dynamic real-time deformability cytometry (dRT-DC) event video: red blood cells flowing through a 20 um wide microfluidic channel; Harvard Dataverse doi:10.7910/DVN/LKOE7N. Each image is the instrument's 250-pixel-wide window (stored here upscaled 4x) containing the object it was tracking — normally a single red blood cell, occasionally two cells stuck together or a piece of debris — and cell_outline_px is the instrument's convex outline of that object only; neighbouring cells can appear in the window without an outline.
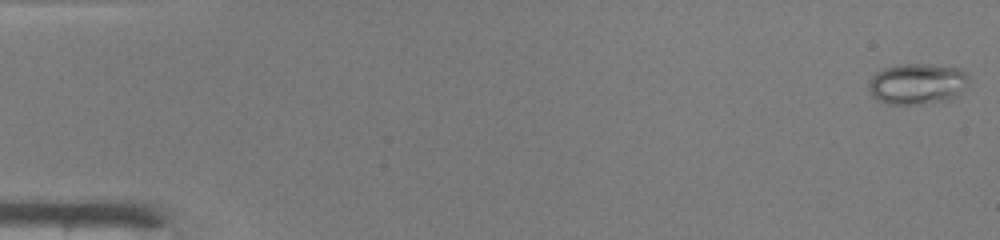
{"species": "common noctule bat (a hibernating species)", "species_latin": "Nyctalus noctula", "temperature_condition": "warm", "stored_images_in_passage": 48, "camera_frame_rate_fps": 3000, "um_per_image_px": 0.085, "animal": {"sex": "male", "body_mass_g": 19.0, "forearm_length_mm": 50.8}, "frame": {"image": 1, "passage_image": 1, "time_ms": 0.0, "image_size_px": [1000, 240], "cell_outline_px": [[972, 80], [960, 96], [952, 100], [920, 104], [888, 104], [876, 100], [872, 96], [868, 84], [872, 76], [876, 72], [884, 68], [900, 64], [928, 64], [960, 68], [968, 72]], "centroid_in_image_um": [78.06, 7.13], "position_along_channel_um": 6.9, "area_um2": 24.62}}
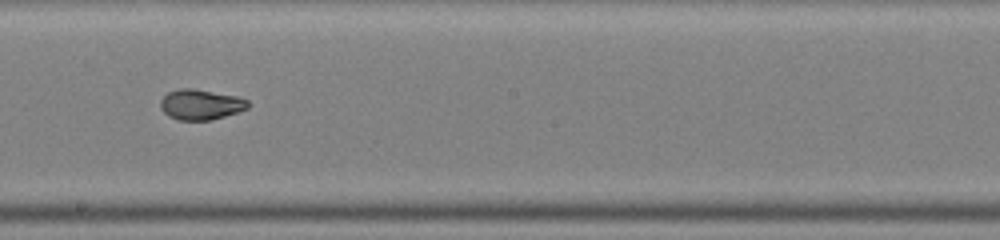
{"frame": {"image": 2, "passage_image": 28, "time_ms": 9.0, "image_size_px": [1000, 240], "cell_outline_px": [[248, 108], [212, 120], [180, 120], [168, 116], [160, 108], [160, 100], [168, 92], [180, 88], [192, 88], [240, 96], [248, 100]], "centroid_in_image_um": [17.05, 8.87], "position_along_channel_um": 231.1, "area_um2": 15.55}}
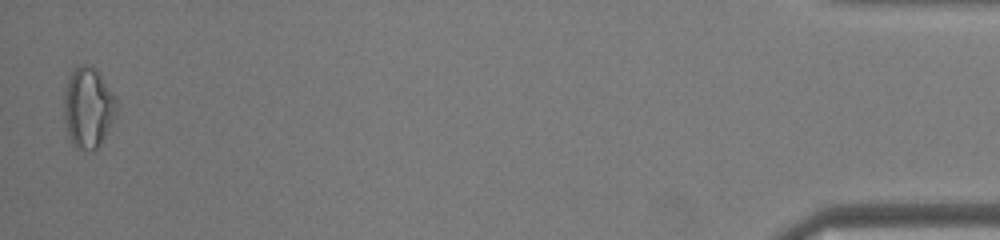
{"frame": {"image": 3, "passage_image": 48, "time_ms": 15.667, "image_size_px": [1000, 240], "cell_outline_px": [[116, 116], [112, 124], [100, 144], [96, 148], [76, 148], [72, 144], [68, 136], [64, 120], [64, 92], [68, 80], [72, 72], [76, 68], [84, 64], [88, 64], [96, 68], [112, 92], [116, 100]], "centroid_in_image_um": [7.49, 9.14], "position_along_channel_um": 427.7, "area_um2": 24.45}}